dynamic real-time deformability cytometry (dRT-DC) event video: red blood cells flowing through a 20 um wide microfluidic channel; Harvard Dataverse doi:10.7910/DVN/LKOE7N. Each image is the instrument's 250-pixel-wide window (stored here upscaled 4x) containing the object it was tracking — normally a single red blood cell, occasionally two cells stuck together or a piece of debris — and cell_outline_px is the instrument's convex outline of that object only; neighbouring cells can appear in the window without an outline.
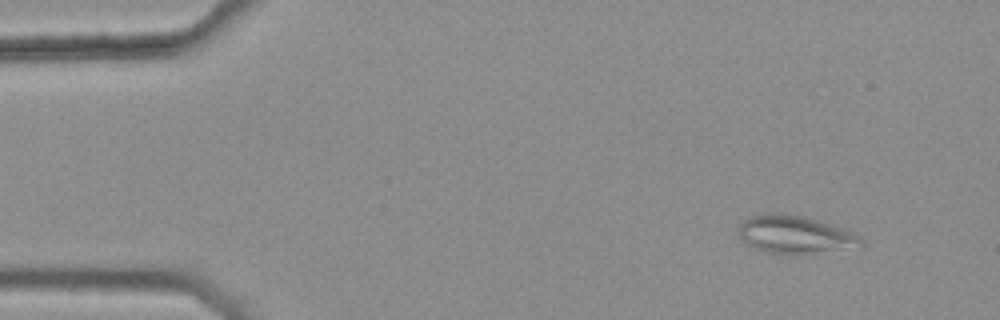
{"species": "common noctule bat (a hibernating species)", "species_latin": "Nyctalus noctula", "temperature_condition": "warm", "stored_images_in_passage": 3, "camera_frame_rate_fps": 3000, "um_per_image_px": 0.085, "animal": {"sex": "female", "body_mass_g": 25.1}, "frame": {"image": 1, "passage_image": 1, "time_ms": 0.0, "image_size_px": [1000, 320], "cell_outline_px": [[864, 248], [804, 256], [796, 256], [764, 252], [752, 248], [736, 232], [736, 228], [748, 216], [764, 212], [784, 212], [804, 216], [832, 224], [844, 228], [852, 232], [864, 244]], "centroid_in_image_um": [67.6, 19.97], "position_along_channel_um": 17.4, "area_um2": 28.61}}